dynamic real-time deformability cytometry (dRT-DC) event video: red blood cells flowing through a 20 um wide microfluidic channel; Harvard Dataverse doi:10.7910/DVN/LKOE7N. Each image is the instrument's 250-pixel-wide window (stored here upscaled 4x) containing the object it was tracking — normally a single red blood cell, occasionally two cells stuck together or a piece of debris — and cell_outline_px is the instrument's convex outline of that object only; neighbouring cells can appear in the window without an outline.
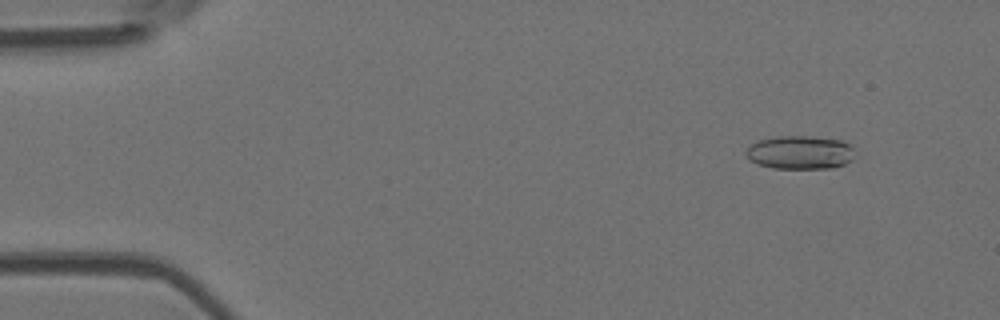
{"species": "Egyptian fruit bat (a non-hibernating species)", "species_latin": "Rousettus aegyptiacus", "temperature_condition": "room temperature", "stored_images_in_passage": 5, "camera_frame_rate_fps": 3000, "um_per_image_px": 0.085, "animal": {"sex": "female"}, "frame": {"image": 1, "passage_image": 1, "time_ms": 0.0, "image_size_px": [1000, 320], "cell_outline_px": [[852, 160], [844, 164], [832, 168], [772, 168], [756, 164], [744, 152], [752, 144], [760, 140], [780, 136], [812, 136], [844, 140], [852, 148]], "centroid_in_image_um": [68.01, 12.95], "position_along_channel_um": 17.0, "area_um2": 21.1}}
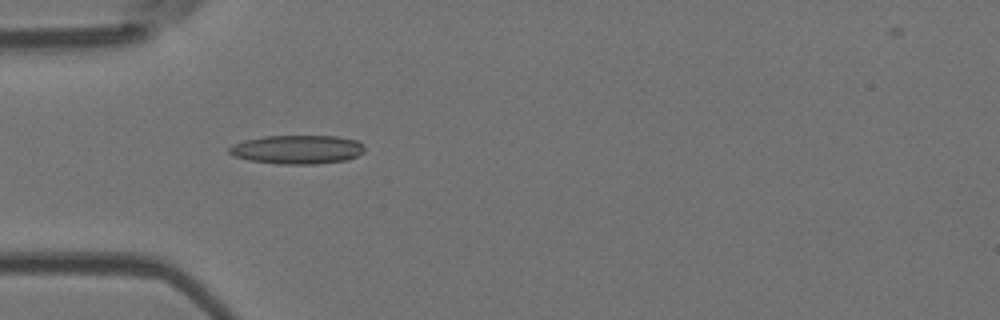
{"frame": {"image": 2, "passage_image": 4, "time_ms": 3.667, "image_size_px": [1000, 320], "cell_outline_px": [[364, 152], [356, 156], [344, 160], [316, 164], [276, 164], [252, 160], [232, 156], [228, 152], [228, 148], [232, 144], [244, 140], [264, 136], [336, 136], [356, 140], [364, 148]], "centroid_in_image_um": [25.22, 12.7], "position_along_channel_um": 59.8, "area_um2": 22.66}}
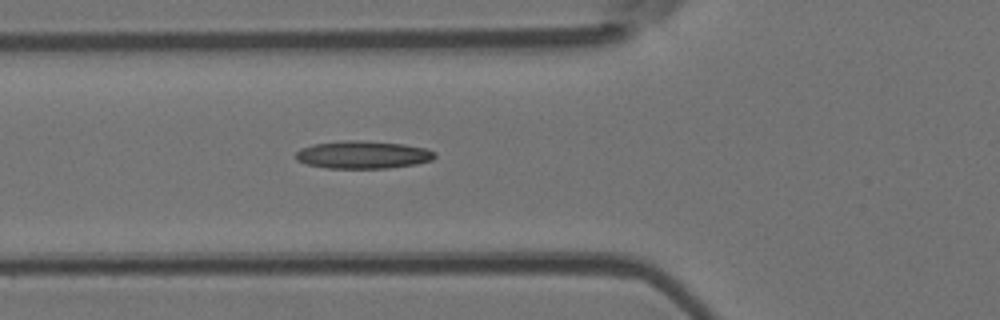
{"frame": {"image": 3, "passage_image": 5, "time_ms": 4.667, "image_size_px": [1000, 320], "cell_outline_px": [[436, 156], [432, 160], [416, 164], [388, 168], [328, 168], [308, 164], [296, 160], [296, 152], [300, 148], [312, 144], [344, 140], [360, 140], [404, 144], [428, 148], [436, 152]], "centroid_in_image_um": [30.87, 13.14], "position_along_channel_um": 94.9, "area_um2": 22.6}}